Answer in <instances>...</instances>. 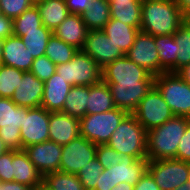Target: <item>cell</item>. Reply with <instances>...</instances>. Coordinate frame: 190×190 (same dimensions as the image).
<instances>
[{
    "label": "cell",
    "instance_id": "cell-37",
    "mask_svg": "<svg viewBox=\"0 0 190 190\" xmlns=\"http://www.w3.org/2000/svg\"><path fill=\"white\" fill-rule=\"evenodd\" d=\"M103 170L104 167L96 157L79 170L77 177L80 179L84 190H95L99 176Z\"/></svg>",
    "mask_w": 190,
    "mask_h": 190
},
{
    "label": "cell",
    "instance_id": "cell-51",
    "mask_svg": "<svg viewBox=\"0 0 190 190\" xmlns=\"http://www.w3.org/2000/svg\"><path fill=\"white\" fill-rule=\"evenodd\" d=\"M9 149L4 144L3 140L0 138V154L7 152Z\"/></svg>",
    "mask_w": 190,
    "mask_h": 190
},
{
    "label": "cell",
    "instance_id": "cell-28",
    "mask_svg": "<svg viewBox=\"0 0 190 190\" xmlns=\"http://www.w3.org/2000/svg\"><path fill=\"white\" fill-rule=\"evenodd\" d=\"M53 32L44 25L39 31H13V35L20 37L33 59L44 56L49 38Z\"/></svg>",
    "mask_w": 190,
    "mask_h": 190
},
{
    "label": "cell",
    "instance_id": "cell-35",
    "mask_svg": "<svg viewBox=\"0 0 190 190\" xmlns=\"http://www.w3.org/2000/svg\"><path fill=\"white\" fill-rule=\"evenodd\" d=\"M25 71L6 66H0V97L11 98Z\"/></svg>",
    "mask_w": 190,
    "mask_h": 190
},
{
    "label": "cell",
    "instance_id": "cell-17",
    "mask_svg": "<svg viewBox=\"0 0 190 190\" xmlns=\"http://www.w3.org/2000/svg\"><path fill=\"white\" fill-rule=\"evenodd\" d=\"M44 92V82L32 72L23 73L22 80L15 89L11 100L14 104L26 108L40 107Z\"/></svg>",
    "mask_w": 190,
    "mask_h": 190
},
{
    "label": "cell",
    "instance_id": "cell-50",
    "mask_svg": "<svg viewBox=\"0 0 190 190\" xmlns=\"http://www.w3.org/2000/svg\"><path fill=\"white\" fill-rule=\"evenodd\" d=\"M111 190H134V186L125 182H121L113 187Z\"/></svg>",
    "mask_w": 190,
    "mask_h": 190
},
{
    "label": "cell",
    "instance_id": "cell-13",
    "mask_svg": "<svg viewBox=\"0 0 190 190\" xmlns=\"http://www.w3.org/2000/svg\"><path fill=\"white\" fill-rule=\"evenodd\" d=\"M82 51L95 60L102 69L107 64L125 56L119 46H116L103 30L88 31Z\"/></svg>",
    "mask_w": 190,
    "mask_h": 190
},
{
    "label": "cell",
    "instance_id": "cell-30",
    "mask_svg": "<svg viewBox=\"0 0 190 190\" xmlns=\"http://www.w3.org/2000/svg\"><path fill=\"white\" fill-rule=\"evenodd\" d=\"M116 108L108 84L101 81L90 86L87 114H100Z\"/></svg>",
    "mask_w": 190,
    "mask_h": 190
},
{
    "label": "cell",
    "instance_id": "cell-12",
    "mask_svg": "<svg viewBox=\"0 0 190 190\" xmlns=\"http://www.w3.org/2000/svg\"><path fill=\"white\" fill-rule=\"evenodd\" d=\"M50 112L42 106L27 108V116H24L20 135L23 150L34 144L49 140Z\"/></svg>",
    "mask_w": 190,
    "mask_h": 190
},
{
    "label": "cell",
    "instance_id": "cell-4",
    "mask_svg": "<svg viewBox=\"0 0 190 190\" xmlns=\"http://www.w3.org/2000/svg\"><path fill=\"white\" fill-rule=\"evenodd\" d=\"M154 86L169 105L174 116L190 118V85L177 73L155 76Z\"/></svg>",
    "mask_w": 190,
    "mask_h": 190
},
{
    "label": "cell",
    "instance_id": "cell-3",
    "mask_svg": "<svg viewBox=\"0 0 190 190\" xmlns=\"http://www.w3.org/2000/svg\"><path fill=\"white\" fill-rule=\"evenodd\" d=\"M107 145L121 155L147 158V131L133 114H128L112 133Z\"/></svg>",
    "mask_w": 190,
    "mask_h": 190
},
{
    "label": "cell",
    "instance_id": "cell-24",
    "mask_svg": "<svg viewBox=\"0 0 190 190\" xmlns=\"http://www.w3.org/2000/svg\"><path fill=\"white\" fill-rule=\"evenodd\" d=\"M42 24L52 32L70 14L65 0H35Z\"/></svg>",
    "mask_w": 190,
    "mask_h": 190
},
{
    "label": "cell",
    "instance_id": "cell-42",
    "mask_svg": "<svg viewBox=\"0 0 190 190\" xmlns=\"http://www.w3.org/2000/svg\"><path fill=\"white\" fill-rule=\"evenodd\" d=\"M176 159L190 163V121L179 143Z\"/></svg>",
    "mask_w": 190,
    "mask_h": 190
},
{
    "label": "cell",
    "instance_id": "cell-54",
    "mask_svg": "<svg viewBox=\"0 0 190 190\" xmlns=\"http://www.w3.org/2000/svg\"><path fill=\"white\" fill-rule=\"evenodd\" d=\"M107 1H143V0H107Z\"/></svg>",
    "mask_w": 190,
    "mask_h": 190
},
{
    "label": "cell",
    "instance_id": "cell-15",
    "mask_svg": "<svg viewBox=\"0 0 190 190\" xmlns=\"http://www.w3.org/2000/svg\"><path fill=\"white\" fill-rule=\"evenodd\" d=\"M24 151L43 176L51 172L59 171L62 145L48 140L43 143L30 145L26 147Z\"/></svg>",
    "mask_w": 190,
    "mask_h": 190
},
{
    "label": "cell",
    "instance_id": "cell-34",
    "mask_svg": "<svg viewBox=\"0 0 190 190\" xmlns=\"http://www.w3.org/2000/svg\"><path fill=\"white\" fill-rule=\"evenodd\" d=\"M77 51L78 49L52 34L46 46L45 56L58 65L72 60Z\"/></svg>",
    "mask_w": 190,
    "mask_h": 190
},
{
    "label": "cell",
    "instance_id": "cell-2",
    "mask_svg": "<svg viewBox=\"0 0 190 190\" xmlns=\"http://www.w3.org/2000/svg\"><path fill=\"white\" fill-rule=\"evenodd\" d=\"M189 121L188 117L173 116L161 126L147 131L148 160L176 159L179 143Z\"/></svg>",
    "mask_w": 190,
    "mask_h": 190
},
{
    "label": "cell",
    "instance_id": "cell-36",
    "mask_svg": "<svg viewBox=\"0 0 190 190\" xmlns=\"http://www.w3.org/2000/svg\"><path fill=\"white\" fill-rule=\"evenodd\" d=\"M42 20L36 4L13 19V31H39Z\"/></svg>",
    "mask_w": 190,
    "mask_h": 190
},
{
    "label": "cell",
    "instance_id": "cell-43",
    "mask_svg": "<svg viewBox=\"0 0 190 190\" xmlns=\"http://www.w3.org/2000/svg\"><path fill=\"white\" fill-rule=\"evenodd\" d=\"M134 190H160L151 174L146 171L142 178L134 186Z\"/></svg>",
    "mask_w": 190,
    "mask_h": 190
},
{
    "label": "cell",
    "instance_id": "cell-48",
    "mask_svg": "<svg viewBox=\"0 0 190 190\" xmlns=\"http://www.w3.org/2000/svg\"><path fill=\"white\" fill-rule=\"evenodd\" d=\"M175 2L185 16L190 12V0H175Z\"/></svg>",
    "mask_w": 190,
    "mask_h": 190
},
{
    "label": "cell",
    "instance_id": "cell-16",
    "mask_svg": "<svg viewBox=\"0 0 190 190\" xmlns=\"http://www.w3.org/2000/svg\"><path fill=\"white\" fill-rule=\"evenodd\" d=\"M116 108L132 114L154 83L108 84Z\"/></svg>",
    "mask_w": 190,
    "mask_h": 190
},
{
    "label": "cell",
    "instance_id": "cell-10",
    "mask_svg": "<svg viewBox=\"0 0 190 190\" xmlns=\"http://www.w3.org/2000/svg\"><path fill=\"white\" fill-rule=\"evenodd\" d=\"M154 78L155 76L127 56L116 59L102 69V81L106 84L154 83Z\"/></svg>",
    "mask_w": 190,
    "mask_h": 190
},
{
    "label": "cell",
    "instance_id": "cell-33",
    "mask_svg": "<svg viewBox=\"0 0 190 190\" xmlns=\"http://www.w3.org/2000/svg\"><path fill=\"white\" fill-rule=\"evenodd\" d=\"M176 41V73L190 63V23L185 21L178 27L174 33Z\"/></svg>",
    "mask_w": 190,
    "mask_h": 190
},
{
    "label": "cell",
    "instance_id": "cell-38",
    "mask_svg": "<svg viewBox=\"0 0 190 190\" xmlns=\"http://www.w3.org/2000/svg\"><path fill=\"white\" fill-rule=\"evenodd\" d=\"M35 4V0H0V14L15 19Z\"/></svg>",
    "mask_w": 190,
    "mask_h": 190
},
{
    "label": "cell",
    "instance_id": "cell-18",
    "mask_svg": "<svg viewBox=\"0 0 190 190\" xmlns=\"http://www.w3.org/2000/svg\"><path fill=\"white\" fill-rule=\"evenodd\" d=\"M122 162L110 167L111 187L121 182L135 186L148 168V158L136 159L133 156L122 155Z\"/></svg>",
    "mask_w": 190,
    "mask_h": 190
},
{
    "label": "cell",
    "instance_id": "cell-20",
    "mask_svg": "<svg viewBox=\"0 0 190 190\" xmlns=\"http://www.w3.org/2000/svg\"><path fill=\"white\" fill-rule=\"evenodd\" d=\"M3 57L1 64L22 71H30L34 61L20 37L11 35L3 39Z\"/></svg>",
    "mask_w": 190,
    "mask_h": 190
},
{
    "label": "cell",
    "instance_id": "cell-6",
    "mask_svg": "<svg viewBox=\"0 0 190 190\" xmlns=\"http://www.w3.org/2000/svg\"><path fill=\"white\" fill-rule=\"evenodd\" d=\"M128 114L119 108L100 114H87L80 119V135L96 145L107 144L112 133Z\"/></svg>",
    "mask_w": 190,
    "mask_h": 190
},
{
    "label": "cell",
    "instance_id": "cell-22",
    "mask_svg": "<svg viewBox=\"0 0 190 190\" xmlns=\"http://www.w3.org/2000/svg\"><path fill=\"white\" fill-rule=\"evenodd\" d=\"M72 85L54 73L44 82L41 106L49 112H62L63 106Z\"/></svg>",
    "mask_w": 190,
    "mask_h": 190
},
{
    "label": "cell",
    "instance_id": "cell-27",
    "mask_svg": "<svg viewBox=\"0 0 190 190\" xmlns=\"http://www.w3.org/2000/svg\"><path fill=\"white\" fill-rule=\"evenodd\" d=\"M87 10L81 14L88 30H102L111 19L110 4L107 0H88Z\"/></svg>",
    "mask_w": 190,
    "mask_h": 190
},
{
    "label": "cell",
    "instance_id": "cell-44",
    "mask_svg": "<svg viewBox=\"0 0 190 190\" xmlns=\"http://www.w3.org/2000/svg\"><path fill=\"white\" fill-rule=\"evenodd\" d=\"M70 14H82L87 10L88 0H65Z\"/></svg>",
    "mask_w": 190,
    "mask_h": 190
},
{
    "label": "cell",
    "instance_id": "cell-26",
    "mask_svg": "<svg viewBox=\"0 0 190 190\" xmlns=\"http://www.w3.org/2000/svg\"><path fill=\"white\" fill-rule=\"evenodd\" d=\"M111 18L135 27L141 26V13L143 1H108Z\"/></svg>",
    "mask_w": 190,
    "mask_h": 190
},
{
    "label": "cell",
    "instance_id": "cell-1",
    "mask_svg": "<svg viewBox=\"0 0 190 190\" xmlns=\"http://www.w3.org/2000/svg\"><path fill=\"white\" fill-rule=\"evenodd\" d=\"M185 19L175 0H143L140 31L152 36L174 34Z\"/></svg>",
    "mask_w": 190,
    "mask_h": 190
},
{
    "label": "cell",
    "instance_id": "cell-32",
    "mask_svg": "<svg viewBox=\"0 0 190 190\" xmlns=\"http://www.w3.org/2000/svg\"><path fill=\"white\" fill-rule=\"evenodd\" d=\"M45 190H84L77 175L55 171L43 176Z\"/></svg>",
    "mask_w": 190,
    "mask_h": 190
},
{
    "label": "cell",
    "instance_id": "cell-5",
    "mask_svg": "<svg viewBox=\"0 0 190 190\" xmlns=\"http://www.w3.org/2000/svg\"><path fill=\"white\" fill-rule=\"evenodd\" d=\"M56 73L72 86H91L102 81V68L82 50L69 62L56 65Z\"/></svg>",
    "mask_w": 190,
    "mask_h": 190
},
{
    "label": "cell",
    "instance_id": "cell-23",
    "mask_svg": "<svg viewBox=\"0 0 190 190\" xmlns=\"http://www.w3.org/2000/svg\"><path fill=\"white\" fill-rule=\"evenodd\" d=\"M88 31L80 14H69L53 34L76 49L82 50Z\"/></svg>",
    "mask_w": 190,
    "mask_h": 190
},
{
    "label": "cell",
    "instance_id": "cell-41",
    "mask_svg": "<svg viewBox=\"0 0 190 190\" xmlns=\"http://www.w3.org/2000/svg\"><path fill=\"white\" fill-rule=\"evenodd\" d=\"M13 177L12 150H8L0 154V181L12 182Z\"/></svg>",
    "mask_w": 190,
    "mask_h": 190
},
{
    "label": "cell",
    "instance_id": "cell-8",
    "mask_svg": "<svg viewBox=\"0 0 190 190\" xmlns=\"http://www.w3.org/2000/svg\"><path fill=\"white\" fill-rule=\"evenodd\" d=\"M147 171L160 190H174L188 182L190 163L175 158L148 160Z\"/></svg>",
    "mask_w": 190,
    "mask_h": 190
},
{
    "label": "cell",
    "instance_id": "cell-31",
    "mask_svg": "<svg viewBox=\"0 0 190 190\" xmlns=\"http://www.w3.org/2000/svg\"><path fill=\"white\" fill-rule=\"evenodd\" d=\"M90 86H72L62 112L79 120L86 115Z\"/></svg>",
    "mask_w": 190,
    "mask_h": 190
},
{
    "label": "cell",
    "instance_id": "cell-25",
    "mask_svg": "<svg viewBox=\"0 0 190 190\" xmlns=\"http://www.w3.org/2000/svg\"><path fill=\"white\" fill-rule=\"evenodd\" d=\"M102 30L107 37L111 38V41L116 46H119L121 51L126 54L133 46L140 28L129 26L118 19L111 18Z\"/></svg>",
    "mask_w": 190,
    "mask_h": 190
},
{
    "label": "cell",
    "instance_id": "cell-21",
    "mask_svg": "<svg viewBox=\"0 0 190 190\" xmlns=\"http://www.w3.org/2000/svg\"><path fill=\"white\" fill-rule=\"evenodd\" d=\"M13 181L27 185L34 190L43 186V175L30 161L24 150H12Z\"/></svg>",
    "mask_w": 190,
    "mask_h": 190
},
{
    "label": "cell",
    "instance_id": "cell-39",
    "mask_svg": "<svg viewBox=\"0 0 190 190\" xmlns=\"http://www.w3.org/2000/svg\"><path fill=\"white\" fill-rule=\"evenodd\" d=\"M30 72H32L39 80L45 82L56 73V65L44 55L34 59Z\"/></svg>",
    "mask_w": 190,
    "mask_h": 190
},
{
    "label": "cell",
    "instance_id": "cell-53",
    "mask_svg": "<svg viewBox=\"0 0 190 190\" xmlns=\"http://www.w3.org/2000/svg\"><path fill=\"white\" fill-rule=\"evenodd\" d=\"M174 190H190V189L187 187V183H185Z\"/></svg>",
    "mask_w": 190,
    "mask_h": 190
},
{
    "label": "cell",
    "instance_id": "cell-56",
    "mask_svg": "<svg viewBox=\"0 0 190 190\" xmlns=\"http://www.w3.org/2000/svg\"><path fill=\"white\" fill-rule=\"evenodd\" d=\"M186 20L190 23V12L186 15Z\"/></svg>",
    "mask_w": 190,
    "mask_h": 190
},
{
    "label": "cell",
    "instance_id": "cell-49",
    "mask_svg": "<svg viewBox=\"0 0 190 190\" xmlns=\"http://www.w3.org/2000/svg\"><path fill=\"white\" fill-rule=\"evenodd\" d=\"M177 74L190 85V63L180 69Z\"/></svg>",
    "mask_w": 190,
    "mask_h": 190
},
{
    "label": "cell",
    "instance_id": "cell-11",
    "mask_svg": "<svg viewBox=\"0 0 190 190\" xmlns=\"http://www.w3.org/2000/svg\"><path fill=\"white\" fill-rule=\"evenodd\" d=\"M97 145L82 135L62 146L59 171L77 175L82 167L96 157Z\"/></svg>",
    "mask_w": 190,
    "mask_h": 190
},
{
    "label": "cell",
    "instance_id": "cell-46",
    "mask_svg": "<svg viewBox=\"0 0 190 190\" xmlns=\"http://www.w3.org/2000/svg\"><path fill=\"white\" fill-rule=\"evenodd\" d=\"M110 168L104 169L99 176L95 190H111Z\"/></svg>",
    "mask_w": 190,
    "mask_h": 190
},
{
    "label": "cell",
    "instance_id": "cell-40",
    "mask_svg": "<svg viewBox=\"0 0 190 190\" xmlns=\"http://www.w3.org/2000/svg\"><path fill=\"white\" fill-rule=\"evenodd\" d=\"M96 158L104 169H109L111 166H115L123 161L122 155L107 144L97 145Z\"/></svg>",
    "mask_w": 190,
    "mask_h": 190
},
{
    "label": "cell",
    "instance_id": "cell-9",
    "mask_svg": "<svg viewBox=\"0 0 190 190\" xmlns=\"http://www.w3.org/2000/svg\"><path fill=\"white\" fill-rule=\"evenodd\" d=\"M132 114L146 131L161 126L174 116L169 105L164 101L155 86L139 102L138 107Z\"/></svg>",
    "mask_w": 190,
    "mask_h": 190
},
{
    "label": "cell",
    "instance_id": "cell-45",
    "mask_svg": "<svg viewBox=\"0 0 190 190\" xmlns=\"http://www.w3.org/2000/svg\"><path fill=\"white\" fill-rule=\"evenodd\" d=\"M13 35V20L0 14V38L5 39Z\"/></svg>",
    "mask_w": 190,
    "mask_h": 190
},
{
    "label": "cell",
    "instance_id": "cell-52",
    "mask_svg": "<svg viewBox=\"0 0 190 190\" xmlns=\"http://www.w3.org/2000/svg\"><path fill=\"white\" fill-rule=\"evenodd\" d=\"M3 39L0 38V63L3 57Z\"/></svg>",
    "mask_w": 190,
    "mask_h": 190
},
{
    "label": "cell",
    "instance_id": "cell-19",
    "mask_svg": "<svg viewBox=\"0 0 190 190\" xmlns=\"http://www.w3.org/2000/svg\"><path fill=\"white\" fill-rule=\"evenodd\" d=\"M80 136V120L63 112H50L49 140L66 145Z\"/></svg>",
    "mask_w": 190,
    "mask_h": 190
},
{
    "label": "cell",
    "instance_id": "cell-55",
    "mask_svg": "<svg viewBox=\"0 0 190 190\" xmlns=\"http://www.w3.org/2000/svg\"><path fill=\"white\" fill-rule=\"evenodd\" d=\"M187 187L190 189V173H189V176H188Z\"/></svg>",
    "mask_w": 190,
    "mask_h": 190
},
{
    "label": "cell",
    "instance_id": "cell-29",
    "mask_svg": "<svg viewBox=\"0 0 190 190\" xmlns=\"http://www.w3.org/2000/svg\"><path fill=\"white\" fill-rule=\"evenodd\" d=\"M155 45L160 59V74L176 73V41L174 34L155 36Z\"/></svg>",
    "mask_w": 190,
    "mask_h": 190
},
{
    "label": "cell",
    "instance_id": "cell-47",
    "mask_svg": "<svg viewBox=\"0 0 190 190\" xmlns=\"http://www.w3.org/2000/svg\"><path fill=\"white\" fill-rule=\"evenodd\" d=\"M0 190H34V189L27 185H24L22 183H18L15 181H12V182L0 181Z\"/></svg>",
    "mask_w": 190,
    "mask_h": 190
},
{
    "label": "cell",
    "instance_id": "cell-7",
    "mask_svg": "<svg viewBox=\"0 0 190 190\" xmlns=\"http://www.w3.org/2000/svg\"><path fill=\"white\" fill-rule=\"evenodd\" d=\"M27 108L17 106L11 98L0 97V138L9 150H23L20 128Z\"/></svg>",
    "mask_w": 190,
    "mask_h": 190
},
{
    "label": "cell",
    "instance_id": "cell-14",
    "mask_svg": "<svg viewBox=\"0 0 190 190\" xmlns=\"http://www.w3.org/2000/svg\"><path fill=\"white\" fill-rule=\"evenodd\" d=\"M125 56L153 76L160 75V59L155 45V36L139 31L133 46Z\"/></svg>",
    "mask_w": 190,
    "mask_h": 190
}]
</instances>
